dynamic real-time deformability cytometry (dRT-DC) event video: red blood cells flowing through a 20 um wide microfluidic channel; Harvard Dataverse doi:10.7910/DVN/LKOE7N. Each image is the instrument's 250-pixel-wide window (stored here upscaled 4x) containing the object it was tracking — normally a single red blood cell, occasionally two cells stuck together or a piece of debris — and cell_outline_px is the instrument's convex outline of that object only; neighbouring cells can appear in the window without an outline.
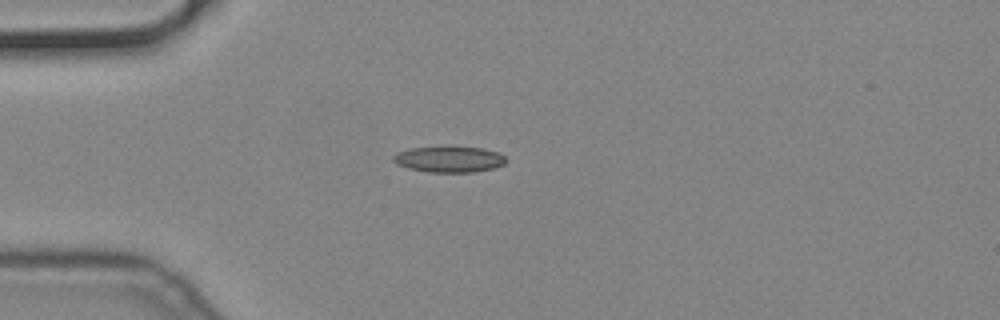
{"species": "common noctule bat (a hibernating species)", "species_latin": "Nyctalus noctula", "temperature_condition": "cold", "stored_images_in_passage": 36, "camera_frame_rate_fps": 3000, "um_per_image_px": 0.085, "animal": {"sex": "male", "body_mass_g": 19.2, "forearm_length_mm": 51.8}, "frame": {"image": 1, "passage_image": 1, "time_ms": 0.0, "image_size_px": [1000, 320], "cell_outline_px": [[508, 160], [504, 164], [496, 168], [472, 172], [428, 172], [408, 168], [396, 164], [392, 160], [392, 156], [396, 152], [408, 148], [444, 144], [452, 144], [484, 148], [500, 152]], "centroid_in_image_um": [38.17, 13.48], "position_along_channel_um": 46.8, "area_um2": 18.21}}
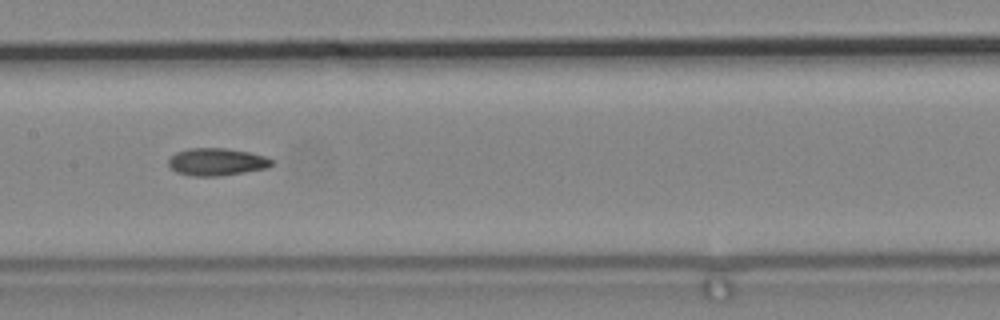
{"frame": {"image": 2, "passage_image": 14, "time_ms": 4.333, "image_size_px": [1000, 320], "cell_outline_px": [[272, 164], [268, 168], [220, 176], [192, 176], [176, 172], [168, 164], [168, 160], [176, 152], [188, 148], [228, 148], [248, 152], [264, 156], [272, 160]], "centroid_in_image_um": [18.4, 13.76], "position_along_channel_um": 189.0, "area_um2": 16.47}}
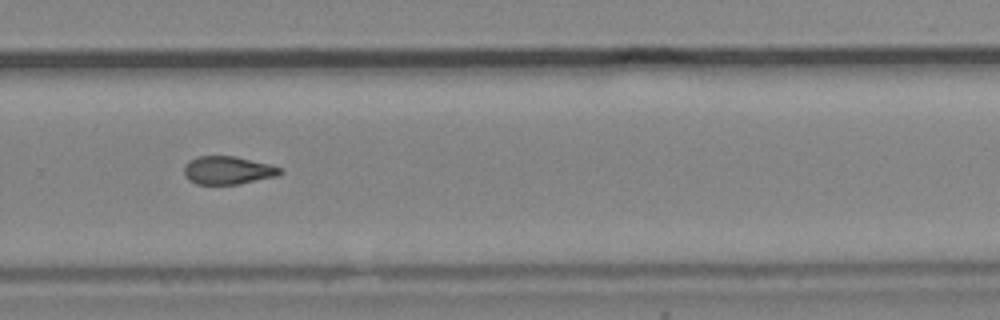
{"frame": {"image": 3, "passage_image": 24, "time_ms": 7.667, "image_size_px": [1000, 320], "cell_outline_px": [[284, 172], [276, 176], [240, 184], [196, 184], [188, 180], [184, 176], [184, 164], [188, 160], [196, 156], [236, 156], [268, 164], [280, 168]], "centroid_in_image_um": [19.31, 14.47], "position_along_channel_um": 310.5, "area_um2": 15.84}}